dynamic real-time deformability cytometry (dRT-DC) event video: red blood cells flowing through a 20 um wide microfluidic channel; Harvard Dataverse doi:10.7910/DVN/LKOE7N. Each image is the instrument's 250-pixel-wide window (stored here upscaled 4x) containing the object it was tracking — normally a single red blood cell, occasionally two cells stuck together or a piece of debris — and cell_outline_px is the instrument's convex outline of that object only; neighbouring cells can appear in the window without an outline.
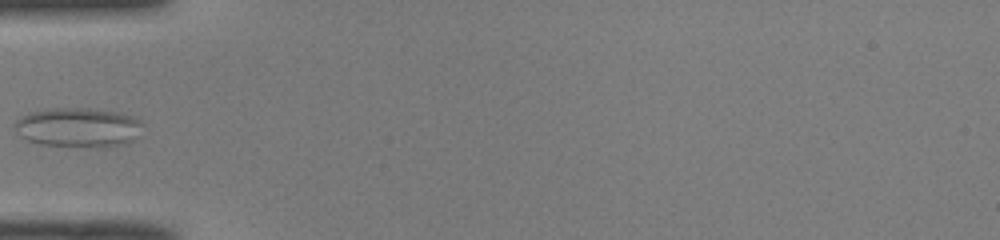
{"species": "common noctule bat (a hibernating species)", "species_latin": "Nyctalus noctula", "temperature_condition": "room temperature", "stored_images_in_passage": 34, "camera_frame_rate_fps": 3000, "um_per_image_px": 0.085, "animal": {"sex": "male", "body_mass_g": 19.0, "forearm_length_mm": 50.8}, "frame": {"image": 1, "passage_image": 1, "time_ms": 0.0, "image_size_px": [1000, 240], "cell_outline_px": [[144, 124], [140, 136], [124, 144], [104, 148], [96, 148], [44, 144], [28, 140], [20, 136], [12, 128], [12, 124], [20, 116], [28, 112], [56, 108], [88, 108], [120, 112], [132, 116], [140, 120]], "centroid_in_image_um": [6.67, 10.83], "position_along_channel_um": 78.3, "area_um2": 30.06}}
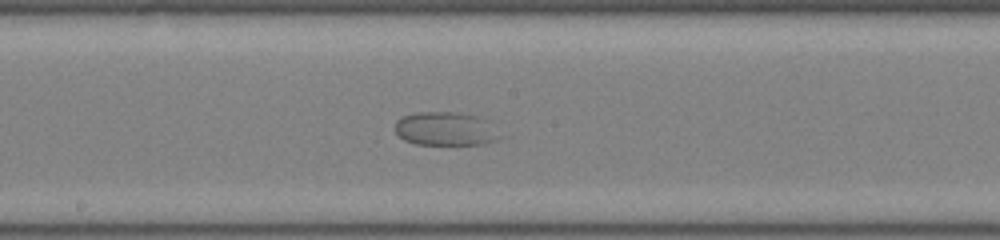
{"frame": {"image": 2, "passage_image": 11, "time_ms": 3.333, "image_size_px": [1000, 240], "cell_outline_px": [[504, 136], [496, 140], [484, 144], [416, 144], [404, 140], [392, 128], [396, 120], [404, 116], [416, 112], [452, 112], [480, 116]], "centroid_in_image_um": [37.85, 10.95], "position_along_channel_um": 210.3, "area_um2": 20.63}}
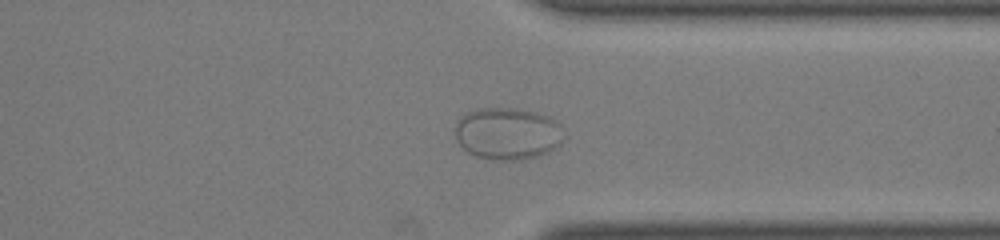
{"frame": {"image": 3, "passage_image": 23, "time_ms": 7.333, "image_size_px": [1000, 240], "cell_outline_px": [[564, 136], [560, 144], [548, 152], [536, 156], [516, 160], [492, 160], [476, 156], [468, 152], [456, 140], [456, 120], [460, 116], [468, 112], [480, 108], [516, 108], [536, 112], [548, 116], [560, 124]], "centroid_in_image_um": [43.13, 11.34], "position_along_channel_um": 368.3, "area_um2": 33.06}}